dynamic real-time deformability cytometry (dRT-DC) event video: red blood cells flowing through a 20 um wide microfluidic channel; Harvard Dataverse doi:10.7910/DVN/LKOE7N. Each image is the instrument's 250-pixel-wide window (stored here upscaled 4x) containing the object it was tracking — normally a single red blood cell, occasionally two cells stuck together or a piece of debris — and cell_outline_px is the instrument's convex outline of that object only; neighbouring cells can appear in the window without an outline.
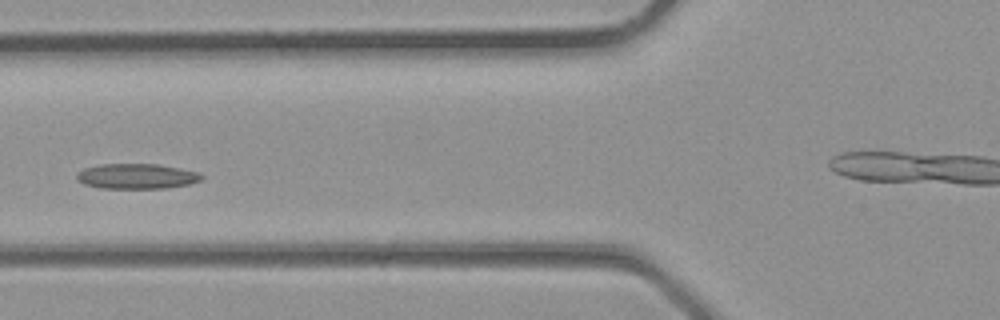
{"species": "common noctule bat (a hibernating species)", "species_latin": "Nyctalus noctula", "temperature_condition": "room temperature", "stored_images_in_passage": 4, "segment_of_instrument_passage": [1, 2], "camera_frame_rate_fps": 3000, "um_per_image_px": 0.085, "animal": {"sex": "male", "body_mass_g": 23.1, "forearm_length_mm": 52.7}, "frame": {"image": 1, "passage_image": 3, "time_ms": 0.667, "image_size_px": [1000, 320], "cell_outline_px": [[204, 176], [200, 180], [188, 184], [164, 188], [100, 188], [84, 184], [76, 180], [76, 176], [84, 168], [100, 164], [160, 164], [180, 168], [196, 172]], "centroid_in_image_um": [11.59, 14.98], "position_along_channel_um": 114.2, "area_um2": 18.21}}